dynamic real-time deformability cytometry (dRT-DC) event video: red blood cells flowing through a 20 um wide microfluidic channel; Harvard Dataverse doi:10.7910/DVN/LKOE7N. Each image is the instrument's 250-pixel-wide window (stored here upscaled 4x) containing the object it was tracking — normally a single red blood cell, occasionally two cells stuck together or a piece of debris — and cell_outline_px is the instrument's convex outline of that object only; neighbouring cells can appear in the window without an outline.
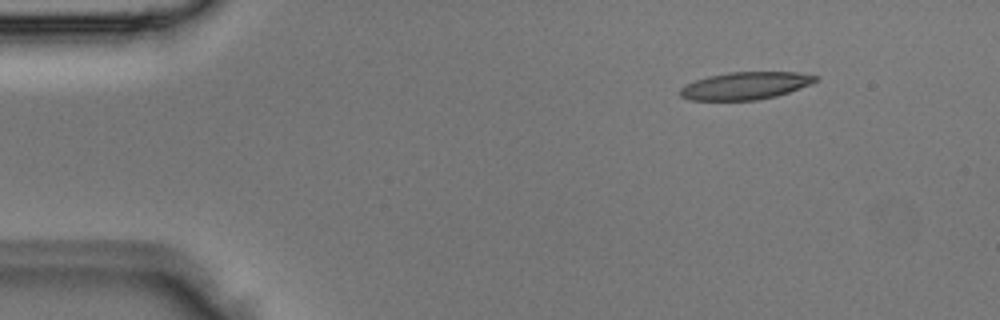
{"species": "Egyptian fruit bat (a non-hibernating species)", "species_latin": "Rousettus aegyptiacus", "temperature_condition": "room temperature", "stored_images_in_passage": 4, "camera_frame_rate_fps": 3000, "um_per_image_px": 0.085, "animal": {"sex": "male"}, "frame": {"image": 1, "passage_image": 1, "time_ms": 0.0, "image_size_px": [1000, 320], "cell_outline_px": [[816, 80], [808, 84], [788, 92], [776, 96], [756, 100], [688, 100], [680, 96], [680, 88], [684, 84], [708, 76], [728, 72], [796, 72], [816, 76]], "centroid_in_image_um": [63.27, 7.29], "position_along_channel_um": 21.7, "area_um2": 21.44}}
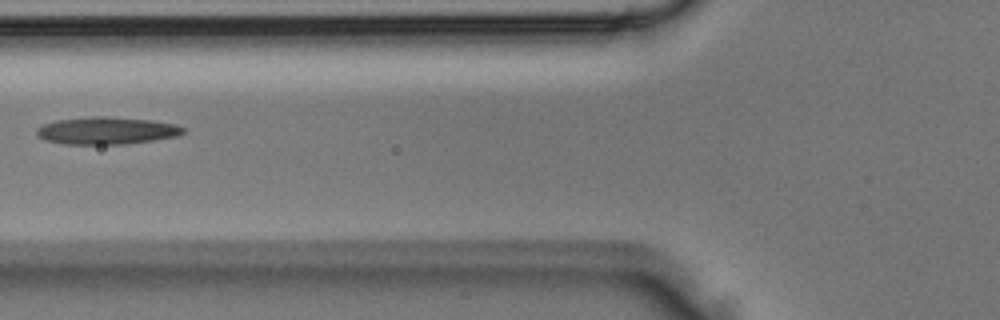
{"frame": {"image": 2, "passage_image": 4, "time_ms": 1.0, "image_size_px": [1000, 320], "cell_outline_px": [[184, 132], [176, 136], [152, 140], [124, 144], [64, 144], [44, 140], [36, 136], [36, 128], [44, 124], [56, 120], [92, 116], [108, 116], [152, 120], [176, 124], [184, 128]], "centroid_in_image_um": [9.02, 11.1], "position_along_channel_um": 116.8, "area_um2": 23.41}}